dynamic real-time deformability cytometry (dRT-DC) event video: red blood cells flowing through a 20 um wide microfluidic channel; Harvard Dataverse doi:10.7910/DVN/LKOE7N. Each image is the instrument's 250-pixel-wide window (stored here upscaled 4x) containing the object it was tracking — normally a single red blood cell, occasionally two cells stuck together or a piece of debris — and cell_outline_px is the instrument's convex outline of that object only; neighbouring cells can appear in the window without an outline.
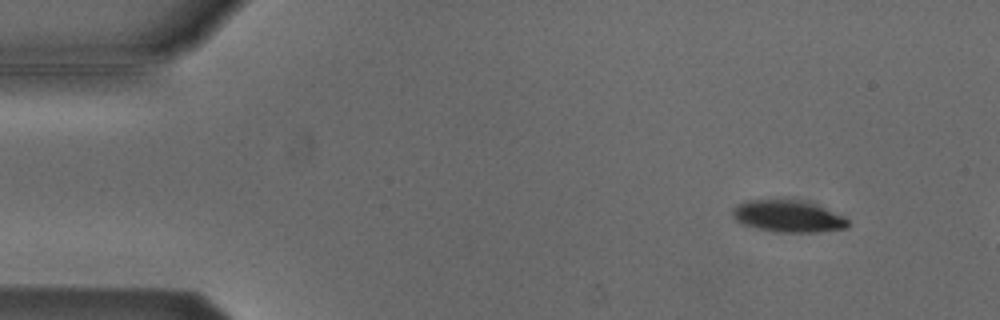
{"species": "Egyptian fruit bat (a non-hibernating species)", "species_latin": "Rousettus aegyptiacus", "temperature_condition": "cold", "stored_images_in_passage": 4, "camera_frame_rate_fps": 3000, "um_per_image_px": 0.085, "animal": {"sex": "male"}, "frame": {"image": 1, "passage_image": 2, "time_ms": 0.333, "image_size_px": [1000, 320], "cell_outline_px": [[848, 228], [816, 232], [776, 232], [740, 224], [732, 216], [732, 208], [736, 204], [744, 200], [772, 196], [796, 196], [808, 200], [844, 216], [848, 220]], "centroid_in_image_um": [66.93, 18.29], "position_along_channel_um": 18.1, "area_um2": 23.0}}